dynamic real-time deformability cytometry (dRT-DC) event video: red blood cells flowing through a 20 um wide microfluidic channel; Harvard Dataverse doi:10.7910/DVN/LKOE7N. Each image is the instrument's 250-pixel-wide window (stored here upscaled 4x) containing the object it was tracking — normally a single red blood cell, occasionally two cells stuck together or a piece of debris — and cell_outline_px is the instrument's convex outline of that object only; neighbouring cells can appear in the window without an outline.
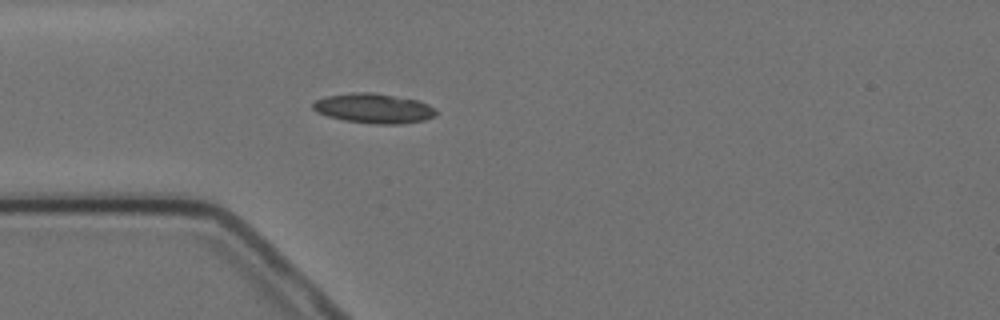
{"species": "Egyptian fruit bat (a non-hibernating species)", "species_latin": "Rousettus aegyptiacus", "temperature_condition": "cold", "stored_images_in_passage": 3, "camera_frame_rate_fps": 3000, "um_per_image_px": 0.085, "animal": {"sex": "female"}, "frame": {"image": 1, "passage_image": 3, "time_ms": 2.333, "image_size_px": [1000, 320], "cell_outline_px": [[436, 116], [424, 120], [400, 124], [376, 124], [344, 120], [328, 116], [316, 112], [312, 108], [312, 104], [316, 100], [328, 96], [352, 92], [372, 92], [420, 100], [436, 108]], "centroid_in_image_um": [31.8, 9.21], "position_along_channel_um": 53.2, "area_um2": 21.44}}